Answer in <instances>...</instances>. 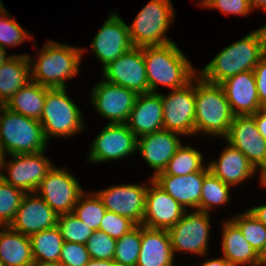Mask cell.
<instances>
[{
  "label": "cell",
  "instance_id": "obj_25",
  "mask_svg": "<svg viewBox=\"0 0 266 266\" xmlns=\"http://www.w3.org/2000/svg\"><path fill=\"white\" fill-rule=\"evenodd\" d=\"M228 145L219 160L210 162L208 167L221 181L232 186L247 180L256 169L241 151L231 144Z\"/></svg>",
  "mask_w": 266,
  "mask_h": 266
},
{
  "label": "cell",
  "instance_id": "obj_54",
  "mask_svg": "<svg viewBox=\"0 0 266 266\" xmlns=\"http://www.w3.org/2000/svg\"><path fill=\"white\" fill-rule=\"evenodd\" d=\"M34 266H62L60 264H34Z\"/></svg>",
  "mask_w": 266,
  "mask_h": 266
},
{
  "label": "cell",
  "instance_id": "obj_41",
  "mask_svg": "<svg viewBox=\"0 0 266 266\" xmlns=\"http://www.w3.org/2000/svg\"><path fill=\"white\" fill-rule=\"evenodd\" d=\"M90 260L86 244L65 242L62 245L59 264L62 266H86Z\"/></svg>",
  "mask_w": 266,
  "mask_h": 266
},
{
  "label": "cell",
  "instance_id": "obj_33",
  "mask_svg": "<svg viewBox=\"0 0 266 266\" xmlns=\"http://www.w3.org/2000/svg\"><path fill=\"white\" fill-rule=\"evenodd\" d=\"M230 187V185L221 181L211 171H208L203 180L200 211L208 213V210L213 205H223L228 202Z\"/></svg>",
  "mask_w": 266,
  "mask_h": 266
},
{
  "label": "cell",
  "instance_id": "obj_36",
  "mask_svg": "<svg viewBox=\"0 0 266 266\" xmlns=\"http://www.w3.org/2000/svg\"><path fill=\"white\" fill-rule=\"evenodd\" d=\"M25 192L0 177V224L9 226L14 220Z\"/></svg>",
  "mask_w": 266,
  "mask_h": 266
},
{
  "label": "cell",
  "instance_id": "obj_5",
  "mask_svg": "<svg viewBox=\"0 0 266 266\" xmlns=\"http://www.w3.org/2000/svg\"><path fill=\"white\" fill-rule=\"evenodd\" d=\"M0 141L7 155L44 152L47 140L39 120L0 105Z\"/></svg>",
  "mask_w": 266,
  "mask_h": 266
},
{
  "label": "cell",
  "instance_id": "obj_24",
  "mask_svg": "<svg viewBox=\"0 0 266 266\" xmlns=\"http://www.w3.org/2000/svg\"><path fill=\"white\" fill-rule=\"evenodd\" d=\"M173 263L168 231L141 225V249L136 266H173Z\"/></svg>",
  "mask_w": 266,
  "mask_h": 266
},
{
  "label": "cell",
  "instance_id": "obj_18",
  "mask_svg": "<svg viewBox=\"0 0 266 266\" xmlns=\"http://www.w3.org/2000/svg\"><path fill=\"white\" fill-rule=\"evenodd\" d=\"M58 215L36 192L25 193L14 220L9 227L23 235L31 234L57 226Z\"/></svg>",
  "mask_w": 266,
  "mask_h": 266
},
{
  "label": "cell",
  "instance_id": "obj_3",
  "mask_svg": "<svg viewBox=\"0 0 266 266\" xmlns=\"http://www.w3.org/2000/svg\"><path fill=\"white\" fill-rule=\"evenodd\" d=\"M195 80V134L205 132L227 135L233 121L230 104L220 84L207 82L200 75Z\"/></svg>",
  "mask_w": 266,
  "mask_h": 266
},
{
  "label": "cell",
  "instance_id": "obj_46",
  "mask_svg": "<svg viewBox=\"0 0 266 266\" xmlns=\"http://www.w3.org/2000/svg\"><path fill=\"white\" fill-rule=\"evenodd\" d=\"M201 266H232L225 258L206 260Z\"/></svg>",
  "mask_w": 266,
  "mask_h": 266
},
{
  "label": "cell",
  "instance_id": "obj_14",
  "mask_svg": "<svg viewBox=\"0 0 266 266\" xmlns=\"http://www.w3.org/2000/svg\"><path fill=\"white\" fill-rule=\"evenodd\" d=\"M44 152L35 154L12 155L14 160L4 163L3 169H8L9 176L0 173V177L25 193L34 192L47 173L53 168L51 162L43 156Z\"/></svg>",
  "mask_w": 266,
  "mask_h": 266
},
{
  "label": "cell",
  "instance_id": "obj_44",
  "mask_svg": "<svg viewBox=\"0 0 266 266\" xmlns=\"http://www.w3.org/2000/svg\"><path fill=\"white\" fill-rule=\"evenodd\" d=\"M251 116L254 118L257 129L261 136L266 140V108H261Z\"/></svg>",
  "mask_w": 266,
  "mask_h": 266
},
{
  "label": "cell",
  "instance_id": "obj_51",
  "mask_svg": "<svg viewBox=\"0 0 266 266\" xmlns=\"http://www.w3.org/2000/svg\"><path fill=\"white\" fill-rule=\"evenodd\" d=\"M266 264V245L260 254V265Z\"/></svg>",
  "mask_w": 266,
  "mask_h": 266
},
{
  "label": "cell",
  "instance_id": "obj_53",
  "mask_svg": "<svg viewBox=\"0 0 266 266\" xmlns=\"http://www.w3.org/2000/svg\"><path fill=\"white\" fill-rule=\"evenodd\" d=\"M210 1L211 0H201L200 2L201 3H199L201 6H203V7H205L206 8V6L210 3Z\"/></svg>",
  "mask_w": 266,
  "mask_h": 266
},
{
  "label": "cell",
  "instance_id": "obj_28",
  "mask_svg": "<svg viewBox=\"0 0 266 266\" xmlns=\"http://www.w3.org/2000/svg\"><path fill=\"white\" fill-rule=\"evenodd\" d=\"M0 230V260L5 266H34L29 236L9 226Z\"/></svg>",
  "mask_w": 266,
  "mask_h": 266
},
{
  "label": "cell",
  "instance_id": "obj_23",
  "mask_svg": "<svg viewBox=\"0 0 266 266\" xmlns=\"http://www.w3.org/2000/svg\"><path fill=\"white\" fill-rule=\"evenodd\" d=\"M126 124L137 138L162 130L163 107L161 93L139 94Z\"/></svg>",
  "mask_w": 266,
  "mask_h": 266
},
{
  "label": "cell",
  "instance_id": "obj_43",
  "mask_svg": "<svg viewBox=\"0 0 266 266\" xmlns=\"http://www.w3.org/2000/svg\"><path fill=\"white\" fill-rule=\"evenodd\" d=\"M253 73L261 108H266V55L255 66Z\"/></svg>",
  "mask_w": 266,
  "mask_h": 266
},
{
  "label": "cell",
  "instance_id": "obj_1",
  "mask_svg": "<svg viewBox=\"0 0 266 266\" xmlns=\"http://www.w3.org/2000/svg\"><path fill=\"white\" fill-rule=\"evenodd\" d=\"M266 55V25L222 49L199 74L204 80L220 84L245 71H253Z\"/></svg>",
  "mask_w": 266,
  "mask_h": 266
},
{
  "label": "cell",
  "instance_id": "obj_47",
  "mask_svg": "<svg viewBox=\"0 0 266 266\" xmlns=\"http://www.w3.org/2000/svg\"><path fill=\"white\" fill-rule=\"evenodd\" d=\"M114 263L113 260L90 259L86 266H112Z\"/></svg>",
  "mask_w": 266,
  "mask_h": 266
},
{
  "label": "cell",
  "instance_id": "obj_12",
  "mask_svg": "<svg viewBox=\"0 0 266 266\" xmlns=\"http://www.w3.org/2000/svg\"><path fill=\"white\" fill-rule=\"evenodd\" d=\"M137 150V137L126 123H108L91 144L89 161L122 159Z\"/></svg>",
  "mask_w": 266,
  "mask_h": 266
},
{
  "label": "cell",
  "instance_id": "obj_42",
  "mask_svg": "<svg viewBox=\"0 0 266 266\" xmlns=\"http://www.w3.org/2000/svg\"><path fill=\"white\" fill-rule=\"evenodd\" d=\"M206 7L217 8L224 14L231 13L243 16L252 10L249 0H211Z\"/></svg>",
  "mask_w": 266,
  "mask_h": 266
},
{
  "label": "cell",
  "instance_id": "obj_57",
  "mask_svg": "<svg viewBox=\"0 0 266 266\" xmlns=\"http://www.w3.org/2000/svg\"><path fill=\"white\" fill-rule=\"evenodd\" d=\"M0 266H5V265L1 262V260H0Z\"/></svg>",
  "mask_w": 266,
  "mask_h": 266
},
{
  "label": "cell",
  "instance_id": "obj_48",
  "mask_svg": "<svg viewBox=\"0 0 266 266\" xmlns=\"http://www.w3.org/2000/svg\"><path fill=\"white\" fill-rule=\"evenodd\" d=\"M252 10L254 8H263L266 11V0H249Z\"/></svg>",
  "mask_w": 266,
  "mask_h": 266
},
{
  "label": "cell",
  "instance_id": "obj_13",
  "mask_svg": "<svg viewBox=\"0 0 266 266\" xmlns=\"http://www.w3.org/2000/svg\"><path fill=\"white\" fill-rule=\"evenodd\" d=\"M92 90L93 106L99 114L111 120V124L127 123L137 92L105 80Z\"/></svg>",
  "mask_w": 266,
  "mask_h": 266
},
{
  "label": "cell",
  "instance_id": "obj_16",
  "mask_svg": "<svg viewBox=\"0 0 266 266\" xmlns=\"http://www.w3.org/2000/svg\"><path fill=\"white\" fill-rule=\"evenodd\" d=\"M147 189V186L125 184L111 186L95 193L107 211L126 217L136 225H142Z\"/></svg>",
  "mask_w": 266,
  "mask_h": 266
},
{
  "label": "cell",
  "instance_id": "obj_32",
  "mask_svg": "<svg viewBox=\"0 0 266 266\" xmlns=\"http://www.w3.org/2000/svg\"><path fill=\"white\" fill-rule=\"evenodd\" d=\"M106 211L96 193L85 194L84 191L80 195L72 213L89 228L96 231L99 230L101 220Z\"/></svg>",
  "mask_w": 266,
  "mask_h": 266
},
{
  "label": "cell",
  "instance_id": "obj_15",
  "mask_svg": "<svg viewBox=\"0 0 266 266\" xmlns=\"http://www.w3.org/2000/svg\"><path fill=\"white\" fill-rule=\"evenodd\" d=\"M224 138L228 144L241 151L255 169L259 167L262 172L266 168V140L251 115L234 116Z\"/></svg>",
  "mask_w": 266,
  "mask_h": 266
},
{
  "label": "cell",
  "instance_id": "obj_7",
  "mask_svg": "<svg viewBox=\"0 0 266 266\" xmlns=\"http://www.w3.org/2000/svg\"><path fill=\"white\" fill-rule=\"evenodd\" d=\"M79 107L66 94L65 88H48L40 123L46 140L50 136L69 137L83 130Z\"/></svg>",
  "mask_w": 266,
  "mask_h": 266
},
{
  "label": "cell",
  "instance_id": "obj_39",
  "mask_svg": "<svg viewBox=\"0 0 266 266\" xmlns=\"http://www.w3.org/2000/svg\"><path fill=\"white\" fill-rule=\"evenodd\" d=\"M26 39L31 37L16 20L6 10L0 13V46L6 49V46L20 45Z\"/></svg>",
  "mask_w": 266,
  "mask_h": 266
},
{
  "label": "cell",
  "instance_id": "obj_21",
  "mask_svg": "<svg viewBox=\"0 0 266 266\" xmlns=\"http://www.w3.org/2000/svg\"><path fill=\"white\" fill-rule=\"evenodd\" d=\"M220 85L234 116L253 115L261 109L253 71L238 73Z\"/></svg>",
  "mask_w": 266,
  "mask_h": 266
},
{
  "label": "cell",
  "instance_id": "obj_50",
  "mask_svg": "<svg viewBox=\"0 0 266 266\" xmlns=\"http://www.w3.org/2000/svg\"><path fill=\"white\" fill-rule=\"evenodd\" d=\"M5 151L3 149L2 143L0 141V173L2 172L3 164L5 163Z\"/></svg>",
  "mask_w": 266,
  "mask_h": 266
},
{
  "label": "cell",
  "instance_id": "obj_2",
  "mask_svg": "<svg viewBox=\"0 0 266 266\" xmlns=\"http://www.w3.org/2000/svg\"><path fill=\"white\" fill-rule=\"evenodd\" d=\"M149 92L156 93L159 84L171 90L181 89L196 77V71L174 42L142 47Z\"/></svg>",
  "mask_w": 266,
  "mask_h": 266
},
{
  "label": "cell",
  "instance_id": "obj_45",
  "mask_svg": "<svg viewBox=\"0 0 266 266\" xmlns=\"http://www.w3.org/2000/svg\"><path fill=\"white\" fill-rule=\"evenodd\" d=\"M249 211L257 220L266 226V204L253 207Z\"/></svg>",
  "mask_w": 266,
  "mask_h": 266
},
{
  "label": "cell",
  "instance_id": "obj_52",
  "mask_svg": "<svg viewBox=\"0 0 266 266\" xmlns=\"http://www.w3.org/2000/svg\"><path fill=\"white\" fill-rule=\"evenodd\" d=\"M261 185L266 186V168L261 172Z\"/></svg>",
  "mask_w": 266,
  "mask_h": 266
},
{
  "label": "cell",
  "instance_id": "obj_20",
  "mask_svg": "<svg viewBox=\"0 0 266 266\" xmlns=\"http://www.w3.org/2000/svg\"><path fill=\"white\" fill-rule=\"evenodd\" d=\"M209 167H203L200 171L183 176L157 174L152 179L173 199H175L185 211L186 206L200 211V197L205 174Z\"/></svg>",
  "mask_w": 266,
  "mask_h": 266
},
{
  "label": "cell",
  "instance_id": "obj_38",
  "mask_svg": "<svg viewBox=\"0 0 266 266\" xmlns=\"http://www.w3.org/2000/svg\"><path fill=\"white\" fill-rule=\"evenodd\" d=\"M86 248L90 259L113 260L116 239L111 238L101 230H96L87 240Z\"/></svg>",
  "mask_w": 266,
  "mask_h": 266
},
{
  "label": "cell",
  "instance_id": "obj_10",
  "mask_svg": "<svg viewBox=\"0 0 266 266\" xmlns=\"http://www.w3.org/2000/svg\"><path fill=\"white\" fill-rule=\"evenodd\" d=\"M209 230V213L196 210L187 214L185 211L181 219L167 230L173 254L183 250L198 255L206 254Z\"/></svg>",
  "mask_w": 266,
  "mask_h": 266
},
{
  "label": "cell",
  "instance_id": "obj_55",
  "mask_svg": "<svg viewBox=\"0 0 266 266\" xmlns=\"http://www.w3.org/2000/svg\"><path fill=\"white\" fill-rule=\"evenodd\" d=\"M6 8H4L2 1L0 0V13L4 12Z\"/></svg>",
  "mask_w": 266,
  "mask_h": 266
},
{
  "label": "cell",
  "instance_id": "obj_30",
  "mask_svg": "<svg viewBox=\"0 0 266 266\" xmlns=\"http://www.w3.org/2000/svg\"><path fill=\"white\" fill-rule=\"evenodd\" d=\"M34 264H59L64 240L57 226L29 236Z\"/></svg>",
  "mask_w": 266,
  "mask_h": 266
},
{
  "label": "cell",
  "instance_id": "obj_8",
  "mask_svg": "<svg viewBox=\"0 0 266 266\" xmlns=\"http://www.w3.org/2000/svg\"><path fill=\"white\" fill-rule=\"evenodd\" d=\"M35 192L57 215H62L73 212L84 190L71 173L53 166Z\"/></svg>",
  "mask_w": 266,
  "mask_h": 266
},
{
  "label": "cell",
  "instance_id": "obj_26",
  "mask_svg": "<svg viewBox=\"0 0 266 266\" xmlns=\"http://www.w3.org/2000/svg\"><path fill=\"white\" fill-rule=\"evenodd\" d=\"M30 56L13 55L0 67V105L31 81Z\"/></svg>",
  "mask_w": 266,
  "mask_h": 266
},
{
  "label": "cell",
  "instance_id": "obj_49",
  "mask_svg": "<svg viewBox=\"0 0 266 266\" xmlns=\"http://www.w3.org/2000/svg\"><path fill=\"white\" fill-rule=\"evenodd\" d=\"M6 49L0 46V67L4 62H6L11 56L6 57Z\"/></svg>",
  "mask_w": 266,
  "mask_h": 266
},
{
  "label": "cell",
  "instance_id": "obj_22",
  "mask_svg": "<svg viewBox=\"0 0 266 266\" xmlns=\"http://www.w3.org/2000/svg\"><path fill=\"white\" fill-rule=\"evenodd\" d=\"M179 133L162 129L137 138V150L145 161L155 170L154 176L163 172L168 162L181 146Z\"/></svg>",
  "mask_w": 266,
  "mask_h": 266
},
{
  "label": "cell",
  "instance_id": "obj_11",
  "mask_svg": "<svg viewBox=\"0 0 266 266\" xmlns=\"http://www.w3.org/2000/svg\"><path fill=\"white\" fill-rule=\"evenodd\" d=\"M105 81L121 85L138 94L149 93L142 48L133 47L103 67Z\"/></svg>",
  "mask_w": 266,
  "mask_h": 266
},
{
  "label": "cell",
  "instance_id": "obj_37",
  "mask_svg": "<svg viewBox=\"0 0 266 266\" xmlns=\"http://www.w3.org/2000/svg\"><path fill=\"white\" fill-rule=\"evenodd\" d=\"M57 227L65 242L78 244H86L94 232L73 213L58 215Z\"/></svg>",
  "mask_w": 266,
  "mask_h": 266
},
{
  "label": "cell",
  "instance_id": "obj_9",
  "mask_svg": "<svg viewBox=\"0 0 266 266\" xmlns=\"http://www.w3.org/2000/svg\"><path fill=\"white\" fill-rule=\"evenodd\" d=\"M188 83L181 89L161 94L163 107V129L180 135L195 134V85Z\"/></svg>",
  "mask_w": 266,
  "mask_h": 266
},
{
  "label": "cell",
  "instance_id": "obj_31",
  "mask_svg": "<svg viewBox=\"0 0 266 266\" xmlns=\"http://www.w3.org/2000/svg\"><path fill=\"white\" fill-rule=\"evenodd\" d=\"M202 154L190 146H180L174 156L168 162L163 172L158 174H167L175 176H183L200 171L202 165Z\"/></svg>",
  "mask_w": 266,
  "mask_h": 266
},
{
  "label": "cell",
  "instance_id": "obj_40",
  "mask_svg": "<svg viewBox=\"0 0 266 266\" xmlns=\"http://www.w3.org/2000/svg\"><path fill=\"white\" fill-rule=\"evenodd\" d=\"M137 225L130 219L114 212L106 211L100 223L99 230L108 234L111 238L120 239Z\"/></svg>",
  "mask_w": 266,
  "mask_h": 266
},
{
  "label": "cell",
  "instance_id": "obj_6",
  "mask_svg": "<svg viewBox=\"0 0 266 266\" xmlns=\"http://www.w3.org/2000/svg\"><path fill=\"white\" fill-rule=\"evenodd\" d=\"M173 17V6L170 0H151L128 26L133 46L142 48L173 42L164 36Z\"/></svg>",
  "mask_w": 266,
  "mask_h": 266
},
{
  "label": "cell",
  "instance_id": "obj_4",
  "mask_svg": "<svg viewBox=\"0 0 266 266\" xmlns=\"http://www.w3.org/2000/svg\"><path fill=\"white\" fill-rule=\"evenodd\" d=\"M83 51L81 48L47 41L38 60L34 63L30 59L31 81L48 88H66L65 80L79 72Z\"/></svg>",
  "mask_w": 266,
  "mask_h": 266
},
{
  "label": "cell",
  "instance_id": "obj_29",
  "mask_svg": "<svg viewBox=\"0 0 266 266\" xmlns=\"http://www.w3.org/2000/svg\"><path fill=\"white\" fill-rule=\"evenodd\" d=\"M46 94L47 87L30 81L19 89L4 106L15 113L40 121Z\"/></svg>",
  "mask_w": 266,
  "mask_h": 266
},
{
  "label": "cell",
  "instance_id": "obj_56",
  "mask_svg": "<svg viewBox=\"0 0 266 266\" xmlns=\"http://www.w3.org/2000/svg\"><path fill=\"white\" fill-rule=\"evenodd\" d=\"M112 266H124L122 264L114 263Z\"/></svg>",
  "mask_w": 266,
  "mask_h": 266
},
{
  "label": "cell",
  "instance_id": "obj_35",
  "mask_svg": "<svg viewBox=\"0 0 266 266\" xmlns=\"http://www.w3.org/2000/svg\"><path fill=\"white\" fill-rule=\"evenodd\" d=\"M141 249V225L116 240L113 261L124 266H136Z\"/></svg>",
  "mask_w": 266,
  "mask_h": 266
},
{
  "label": "cell",
  "instance_id": "obj_27",
  "mask_svg": "<svg viewBox=\"0 0 266 266\" xmlns=\"http://www.w3.org/2000/svg\"><path fill=\"white\" fill-rule=\"evenodd\" d=\"M222 234L223 257L232 266H260V255L245 240L241 230L231 219L224 223Z\"/></svg>",
  "mask_w": 266,
  "mask_h": 266
},
{
  "label": "cell",
  "instance_id": "obj_19",
  "mask_svg": "<svg viewBox=\"0 0 266 266\" xmlns=\"http://www.w3.org/2000/svg\"><path fill=\"white\" fill-rule=\"evenodd\" d=\"M146 192L145 213L142 225L148 228L168 230L183 216L184 208L167 192L161 189L152 178Z\"/></svg>",
  "mask_w": 266,
  "mask_h": 266
},
{
  "label": "cell",
  "instance_id": "obj_17",
  "mask_svg": "<svg viewBox=\"0 0 266 266\" xmlns=\"http://www.w3.org/2000/svg\"><path fill=\"white\" fill-rule=\"evenodd\" d=\"M90 46L91 51L102 62V67L134 47L128 25L115 13L109 14Z\"/></svg>",
  "mask_w": 266,
  "mask_h": 266
},
{
  "label": "cell",
  "instance_id": "obj_34",
  "mask_svg": "<svg viewBox=\"0 0 266 266\" xmlns=\"http://www.w3.org/2000/svg\"><path fill=\"white\" fill-rule=\"evenodd\" d=\"M231 220L240 230L245 240L260 255L266 245V226L257 220L250 211Z\"/></svg>",
  "mask_w": 266,
  "mask_h": 266
}]
</instances>
